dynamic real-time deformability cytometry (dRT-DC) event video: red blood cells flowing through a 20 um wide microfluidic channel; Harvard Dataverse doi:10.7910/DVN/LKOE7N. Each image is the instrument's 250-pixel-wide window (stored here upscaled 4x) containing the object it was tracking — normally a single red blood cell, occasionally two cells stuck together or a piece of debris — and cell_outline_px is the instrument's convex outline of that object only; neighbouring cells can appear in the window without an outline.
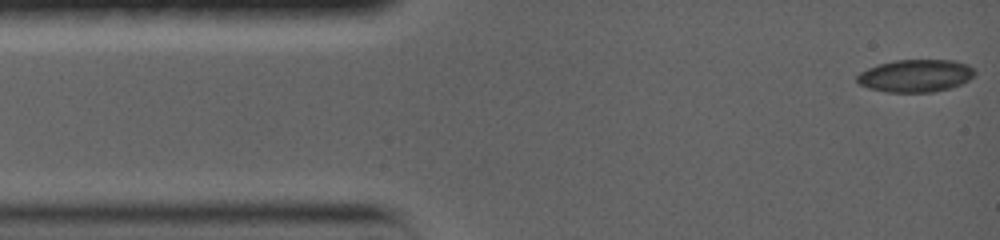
{"species": "common noctule bat (a hibernating species)", "species_latin": "Nyctalus noctula", "temperature_condition": "warm", "stored_images_in_passage": 71, "camera_frame_rate_fps": 5000, "um_per_image_px": 0.085, "animal": {"sex": "female", "body_mass_g": 19.0, "forearm_length_mm": 56.7}, "frame": {"image": 1, "passage_image": 1, "time_ms": 0.0, "image_size_px": [1000, 240], "cell_outline_px": [[976, 72], [968, 80], [960, 84], [948, 88], [932, 92], [888, 92], [868, 88], [860, 84], [856, 80], [856, 76], [860, 72], [868, 68], [880, 64], [896, 60], [956, 60], [968, 64]], "centroid_in_image_um": [77.82, 6.43], "position_along_channel_um": 7.2, "area_um2": 22.2}}
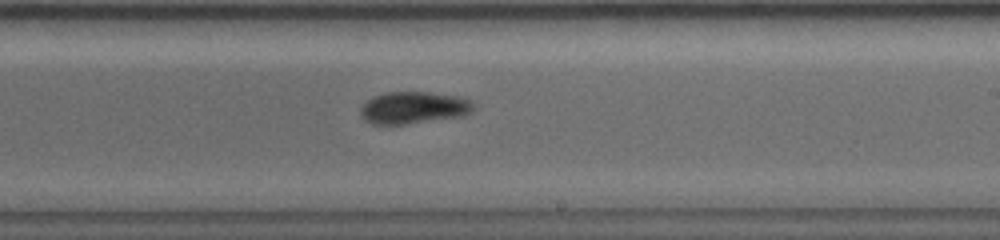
{"frame": {"image": 2, "passage_image": 39, "time_ms": 9.0, "image_size_px": [1000, 240], "cell_outline_px": [[476, 108], [472, 112], [464, 116], [404, 124], [372, 124], [364, 120], [360, 116], [360, 108], [372, 96], [388, 92], [428, 92], [464, 96]], "centroid_in_image_um": [35.17, 9.15], "position_along_channel_um": 253.8, "area_um2": 21.33}}
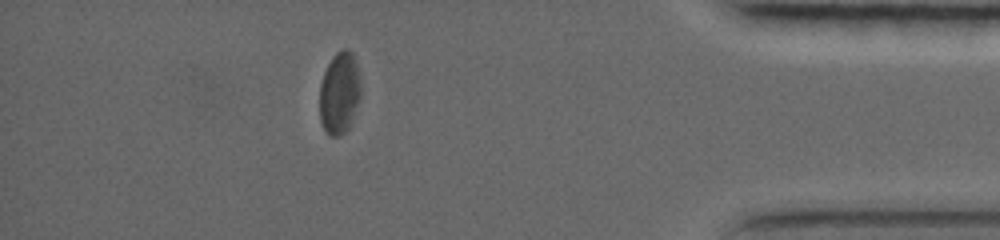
{"frame": {"image": 3, "passage_image": 63, "time_ms": 14.4, "image_size_px": [1000, 240], "cell_outline_px": [[360, 96], [348, 128], [340, 136], [328, 136], [324, 132], [320, 120], [320, 84], [324, 72], [332, 56], [340, 48], [348, 48], [352, 52], [360, 76]], "centroid_in_image_um": [28.84, 7.89], "position_along_channel_um": 406.4, "area_um2": 19.77}, "authors_computed_cell_mechanics": {"area_um2": 21.675, "velocity_mm_per_s": 3.5861, "shape_relaxation_time_tau1_ms": 3.0403, "shape_relaxation_time_tau2_ms": 8.7578, "deformation_change_tau1": 0.1011, "deformation_change_tau2": 0.1164}}